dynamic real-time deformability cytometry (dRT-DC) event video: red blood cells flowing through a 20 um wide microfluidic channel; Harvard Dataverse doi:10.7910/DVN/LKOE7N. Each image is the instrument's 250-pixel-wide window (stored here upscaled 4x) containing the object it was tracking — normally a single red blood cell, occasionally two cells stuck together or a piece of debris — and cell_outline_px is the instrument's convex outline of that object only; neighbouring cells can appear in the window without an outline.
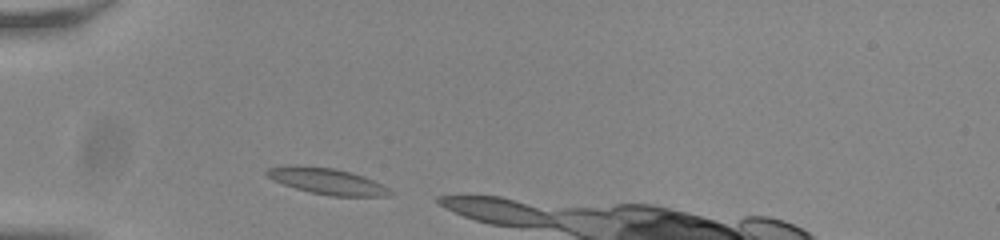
{"species": "common noctule bat (a hibernating species)", "species_latin": "Nyctalus noctula", "temperature_condition": "room temperature", "stored_images_in_passage": 5, "camera_frame_rate_fps": 3000, "um_per_image_px": 0.085, "animal": {"sex": "male", "body_mass_g": 20.0, "forearm_length_mm": 53.3}, "frame": {"image": 1, "passage_image": 2, "time_ms": 0.333, "image_size_px": [1000, 240], "cell_outline_px": [[392, 192], [388, 196], [328, 196], [296, 188], [284, 184], [268, 176], [264, 172], [268, 168], [296, 164], [304, 164], [336, 168], [364, 176], [388, 188]], "centroid_in_image_um": [27.78, 15.38], "position_along_channel_um": 57.2, "area_um2": 18.73}}